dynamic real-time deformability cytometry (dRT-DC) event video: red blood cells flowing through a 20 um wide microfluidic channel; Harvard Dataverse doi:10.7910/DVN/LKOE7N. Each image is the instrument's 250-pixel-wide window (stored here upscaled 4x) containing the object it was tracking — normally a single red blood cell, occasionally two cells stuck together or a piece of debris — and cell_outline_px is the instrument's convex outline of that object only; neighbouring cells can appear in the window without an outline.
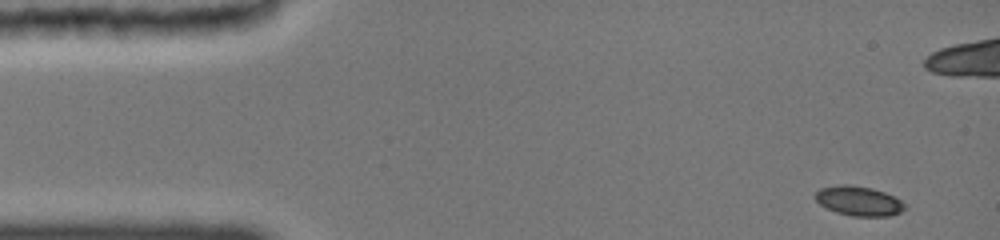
{"species": "common noctule bat (a hibernating species)", "species_latin": "Nyctalus noctula", "temperature_condition": "cold", "stored_images_in_passage": 56, "camera_frame_rate_fps": 3000, "um_per_image_px": 0.085, "animal": {"sex": "female", "body_mass_g": 19.0, "forearm_length_mm": 51.5}, "frame": {"image": 1, "passage_image": 1, "time_ms": 0.0, "image_size_px": [1000, 240], "cell_outline_px": [[904, 208], [900, 212], [888, 216], [852, 216], [836, 212], [820, 204], [812, 196], [820, 188], [836, 184], [852, 184], [872, 188], [884, 192], [900, 200], [904, 204]], "centroid_in_image_um": [72.93, 17.06], "position_along_channel_um": 12.1, "area_um2": 15.43}}
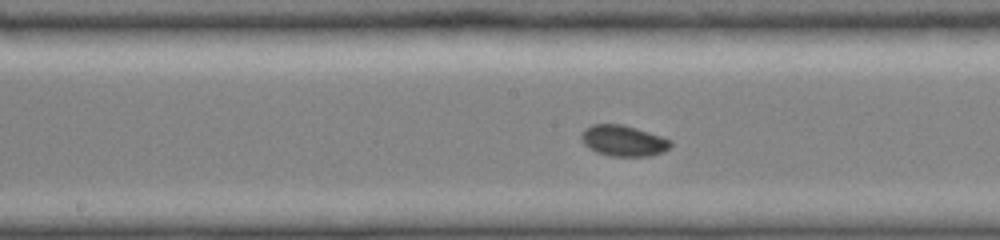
{"frame": {"image": 2, "passage_image": 37, "time_ms": 7.333, "image_size_px": [1000, 240], "cell_outline_px": [[672, 144], [664, 152], [652, 156], [608, 156], [596, 152], [588, 148], [584, 144], [584, 132], [592, 124], [620, 124], [660, 136], [672, 140]], "centroid_in_image_um": [53.03, 11.99], "position_along_channel_um": 195.2, "area_um2": 15.72}}
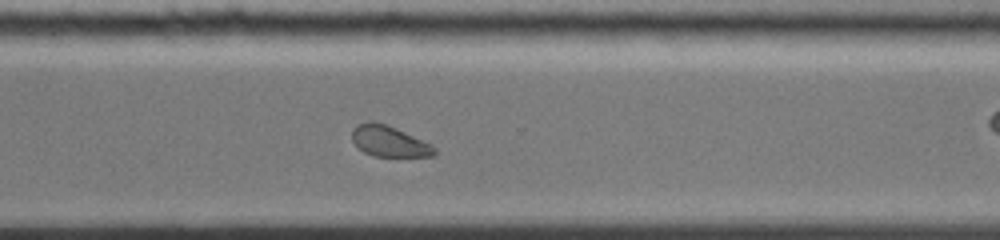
{"frame": {"image": 3, "passage_image": 53, "time_ms": 11.0, "image_size_px": [1000, 240], "cell_outline_px": [[436, 156], [372, 156], [364, 152], [352, 140], [352, 132], [360, 124], [388, 124], [436, 148]], "centroid_in_image_um": [33.1, 12.06], "position_along_channel_um": 337.5, "area_um2": 14.05}}